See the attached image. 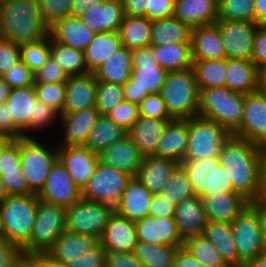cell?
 Returning a JSON list of instances; mask_svg holds the SVG:
<instances>
[{"instance_id":"43","label":"cell","mask_w":266,"mask_h":267,"mask_svg":"<svg viewBox=\"0 0 266 267\" xmlns=\"http://www.w3.org/2000/svg\"><path fill=\"white\" fill-rule=\"evenodd\" d=\"M192 69L199 90L225 86L226 59L193 60Z\"/></svg>"},{"instance_id":"57","label":"cell","mask_w":266,"mask_h":267,"mask_svg":"<svg viewBox=\"0 0 266 267\" xmlns=\"http://www.w3.org/2000/svg\"><path fill=\"white\" fill-rule=\"evenodd\" d=\"M20 138L14 139L0 154V175L21 170Z\"/></svg>"},{"instance_id":"4","label":"cell","mask_w":266,"mask_h":267,"mask_svg":"<svg viewBox=\"0 0 266 267\" xmlns=\"http://www.w3.org/2000/svg\"><path fill=\"white\" fill-rule=\"evenodd\" d=\"M166 74L151 46L132 50V73L123 85L124 100L140 105L147 95L161 91Z\"/></svg>"},{"instance_id":"18","label":"cell","mask_w":266,"mask_h":267,"mask_svg":"<svg viewBox=\"0 0 266 267\" xmlns=\"http://www.w3.org/2000/svg\"><path fill=\"white\" fill-rule=\"evenodd\" d=\"M97 79L94 73L70 75L65 82V103L62 114L96 106Z\"/></svg>"},{"instance_id":"23","label":"cell","mask_w":266,"mask_h":267,"mask_svg":"<svg viewBox=\"0 0 266 267\" xmlns=\"http://www.w3.org/2000/svg\"><path fill=\"white\" fill-rule=\"evenodd\" d=\"M188 140L189 119H173L168 122L154 156L180 164L184 161Z\"/></svg>"},{"instance_id":"38","label":"cell","mask_w":266,"mask_h":267,"mask_svg":"<svg viewBox=\"0 0 266 267\" xmlns=\"http://www.w3.org/2000/svg\"><path fill=\"white\" fill-rule=\"evenodd\" d=\"M132 73V50L125 47L109 56L94 72L97 81L118 83L124 85Z\"/></svg>"},{"instance_id":"51","label":"cell","mask_w":266,"mask_h":267,"mask_svg":"<svg viewBox=\"0 0 266 267\" xmlns=\"http://www.w3.org/2000/svg\"><path fill=\"white\" fill-rule=\"evenodd\" d=\"M36 98L63 113L65 103V83H34Z\"/></svg>"},{"instance_id":"53","label":"cell","mask_w":266,"mask_h":267,"mask_svg":"<svg viewBox=\"0 0 266 267\" xmlns=\"http://www.w3.org/2000/svg\"><path fill=\"white\" fill-rule=\"evenodd\" d=\"M107 116L128 132L140 117L139 105L123 100Z\"/></svg>"},{"instance_id":"46","label":"cell","mask_w":266,"mask_h":267,"mask_svg":"<svg viewBox=\"0 0 266 267\" xmlns=\"http://www.w3.org/2000/svg\"><path fill=\"white\" fill-rule=\"evenodd\" d=\"M51 56L68 73V75H81L88 73L84 59V52L65 46L51 37Z\"/></svg>"},{"instance_id":"7","label":"cell","mask_w":266,"mask_h":267,"mask_svg":"<svg viewBox=\"0 0 266 267\" xmlns=\"http://www.w3.org/2000/svg\"><path fill=\"white\" fill-rule=\"evenodd\" d=\"M131 179L130 174L99 162L82 190V198L101 202L111 214H119L121 195Z\"/></svg>"},{"instance_id":"31","label":"cell","mask_w":266,"mask_h":267,"mask_svg":"<svg viewBox=\"0 0 266 267\" xmlns=\"http://www.w3.org/2000/svg\"><path fill=\"white\" fill-rule=\"evenodd\" d=\"M171 120L173 119H154L140 116L127 134L144 157L154 156L164 130Z\"/></svg>"},{"instance_id":"37","label":"cell","mask_w":266,"mask_h":267,"mask_svg":"<svg viewBox=\"0 0 266 267\" xmlns=\"http://www.w3.org/2000/svg\"><path fill=\"white\" fill-rule=\"evenodd\" d=\"M122 47L118 31L97 33L90 45L83 51L88 71L94 73L109 56Z\"/></svg>"},{"instance_id":"16","label":"cell","mask_w":266,"mask_h":267,"mask_svg":"<svg viewBox=\"0 0 266 267\" xmlns=\"http://www.w3.org/2000/svg\"><path fill=\"white\" fill-rule=\"evenodd\" d=\"M221 31L226 57L252 59L254 36L258 25L250 21H217Z\"/></svg>"},{"instance_id":"71","label":"cell","mask_w":266,"mask_h":267,"mask_svg":"<svg viewBox=\"0 0 266 267\" xmlns=\"http://www.w3.org/2000/svg\"><path fill=\"white\" fill-rule=\"evenodd\" d=\"M104 0H72L71 15L80 17L87 13V11L94 5H97Z\"/></svg>"},{"instance_id":"76","label":"cell","mask_w":266,"mask_h":267,"mask_svg":"<svg viewBox=\"0 0 266 267\" xmlns=\"http://www.w3.org/2000/svg\"><path fill=\"white\" fill-rule=\"evenodd\" d=\"M11 87L0 76V103H5L10 95Z\"/></svg>"},{"instance_id":"75","label":"cell","mask_w":266,"mask_h":267,"mask_svg":"<svg viewBox=\"0 0 266 267\" xmlns=\"http://www.w3.org/2000/svg\"><path fill=\"white\" fill-rule=\"evenodd\" d=\"M40 267H67V265L54 259L47 252H40Z\"/></svg>"},{"instance_id":"49","label":"cell","mask_w":266,"mask_h":267,"mask_svg":"<svg viewBox=\"0 0 266 267\" xmlns=\"http://www.w3.org/2000/svg\"><path fill=\"white\" fill-rule=\"evenodd\" d=\"M20 56L28 68L36 73L51 56V36L20 45Z\"/></svg>"},{"instance_id":"32","label":"cell","mask_w":266,"mask_h":267,"mask_svg":"<svg viewBox=\"0 0 266 267\" xmlns=\"http://www.w3.org/2000/svg\"><path fill=\"white\" fill-rule=\"evenodd\" d=\"M96 33L83 24L80 17L68 16L50 28V36L57 42L84 51Z\"/></svg>"},{"instance_id":"35","label":"cell","mask_w":266,"mask_h":267,"mask_svg":"<svg viewBox=\"0 0 266 267\" xmlns=\"http://www.w3.org/2000/svg\"><path fill=\"white\" fill-rule=\"evenodd\" d=\"M180 164L155 156L145 157L136 178L152 193L160 194L168 179Z\"/></svg>"},{"instance_id":"22","label":"cell","mask_w":266,"mask_h":267,"mask_svg":"<svg viewBox=\"0 0 266 267\" xmlns=\"http://www.w3.org/2000/svg\"><path fill=\"white\" fill-rule=\"evenodd\" d=\"M99 240L106 252H133L138 244L135 224L126 217L112 214Z\"/></svg>"},{"instance_id":"34","label":"cell","mask_w":266,"mask_h":267,"mask_svg":"<svg viewBox=\"0 0 266 267\" xmlns=\"http://www.w3.org/2000/svg\"><path fill=\"white\" fill-rule=\"evenodd\" d=\"M225 86L241 94L256 92L258 86V67L252 60L226 59Z\"/></svg>"},{"instance_id":"60","label":"cell","mask_w":266,"mask_h":267,"mask_svg":"<svg viewBox=\"0 0 266 267\" xmlns=\"http://www.w3.org/2000/svg\"><path fill=\"white\" fill-rule=\"evenodd\" d=\"M60 113L47 104L36 100L35 117L30 122V131H40L50 126L56 118H60Z\"/></svg>"},{"instance_id":"1","label":"cell","mask_w":266,"mask_h":267,"mask_svg":"<svg viewBox=\"0 0 266 267\" xmlns=\"http://www.w3.org/2000/svg\"><path fill=\"white\" fill-rule=\"evenodd\" d=\"M261 151L262 147L231 136L218 156L234 191L250 203L255 202L258 195Z\"/></svg>"},{"instance_id":"74","label":"cell","mask_w":266,"mask_h":267,"mask_svg":"<svg viewBox=\"0 0 266 267\" xmlns=\"http://www.w3.org/2000/svg\"><path fill=\"white\" fill-rule=\"evenodd\" d=\"M256 19L255 23L259 27H263L266 24V0H254Z\"/></svg>"},{"instance_id":"15","label":"cell","mask_w":266,"mask_h":267,"mask_svg":"<svg viewBox=\"0 0 266 267\" xmlns=\"http://www.w3.org/2000/svg\"><path fill=\"white\" fill-rule=\"evenodd\" d=\"M232 136L266 146V103L257 91L244 95L241 125Z\"/></svg>"},{"instance_id":"48","label":"cell","mask_w":266,"mask_h":267,"mask_svg":"<svg viewBox=\"0 0 266 267\" xmlns=\"http://www.w3.org/2000/svg\"><path fill=\"white\" fill-rule=\"evenodd\" d=\"M254 0H223L218 5L217 21H250L255 23Z\"/></svg>"},{"instance_id":"55","label":"cell","mask_w":266,"mask_h":267,"mask_svg":"<svg viewBox=\"0 0 266 267\" xmlns=\"http://www.w3.org/2000/svg\"><path fill=\"white\" fill-rule=\"evenodd\" d=\"M140 116L154 119H173L160 92L147 95L139 105Z\"/></svg>"},{"instance_id":"39","label":"cell","mask_w":266,"mask_h":267,"mask_svg":"<svg viewBox=\"0 0 266 267\" xmlns=\"http://www.w3.org/2000/svg\"><path fill=\"white\" fill-rule=\"evenodd\" d=\"M152 20L142 16L124 15L118 33L123 47L134 50L151 45Z\"/></svg>"},{"instance_id":"79","label":"cell","mask_w":266,"mask_h":267,"mask_svg":"<svg viewBox=\"0 0 266 267\" xmlns=\"http://www.w3.org/2000/svg\"><path fill=\"white\" fill-rule=\"evenodd\" d=\"M13 140L8 134L0 133V154Z\"/></svg>"},{"instance_id":"12","label":"cell","mask_w":266,"mask_h":267,"mask_svg":"<svg viewBox=\"0 0 266 267\" xmlns=\"http://www.w3.org/2000/svg\"><path fill=\"white\" fill-rule=\"evenodd\" d=\"M231 224L237 254L247 267L265 250L258 209L249 203Z\"/></svg>"},{"instance_id":"14","label":"cell","mask_w":266,"mask_h":267,"mask_svg":"<svg viewBox=\"0 0 266 267\" xmlns=\"http://www.w3.org/2000/svg\"><path fill=\"white\" fill-rule=\"evenodd\" d=\"M38 197L46 203L68 208L82 198V191L74 183L67 168L57 159Z\"/></svg>"},{"instance_id":"36","label":"cell","mask_w":266,"mask_h":267,"mask_svg":"<svg viewBox=\"0 0 266 267\" xmlns=\"http://www.w3.org/2000/svg\"><path fill=\"white\" fill-rule=\"evenodd\" d=\"M202 234L215 246L229 267H246L236 251L232 224L208 221Z\"/></svg>"},{"instance_id":"63","label":"cell","mask_w":266,"mask_h":267,"mask_svg":"<svg viewBox=\"0 0 266 267\" xmlns=\"http://www.w3.org/2000/svg\"><path fill=\"white\" fill-rule=\"evenodd\" d=\"M105 267H144L133 252H106Z\"/></svg>"},{"instance_id":"5","label":"cell","mask_w":266,"mask_h":267,"mask_svg":"<svg viewBox=\"0 0 266 267\" xmlns=\"http://www.w3.org/2000/svg\"><path fill=\"white\" fill-rule=\"evenodd\" d=\"M244 94L226 86L200 90L197 116L217 122L231 134L241 125Z\"/></svg>"},{"instance_id":"26","label":"cell","mask_w":266,"mask_h":267,"mask_svg":"<svg viewBox=\"0 0 266 267\" xmlns=\"http://www.w3.org/2000/svg\"><path fill=\"white\" fill-rule=\"evenodd\" d=\"M175 221L179 236L183 242L201 235L208 222L201 197L194 196L176 205Z\"/></svg>"},{"instance_id":"9","label":"cell","mask_w":266,"mask_h":267,"mask_svg":"<svg viewBox=\"0 0 266 267\" xmlns=\"http://www.w3.org/2000/svg\"><path fill=\"white\" fill-rule=\"evenodd\" d=\"M37 138H20L21 170L33 194L43 189L53 164L58 159V149L47 148Z\"/></svg>"},{"instance_id":"6","label":"cell","mask_w":266,"mask_h":267,"mask_svg":"<svg viewBox=\"0 0 266 267\" xmlns=\"http://www.w3.org/2000/svg\"><path fill=\"white\" fill-rule=\"evenodd\" d=\"M160 94L173 119L197 116L200 90L192 68L167 72Z\"/></svg>"},{"instance_id":"24","label":"cell","mask_w":266,"mask_h":267,"mask_svg":"<svg viewBox=\"0 0 266 267\" xmlns=\"http://www.w3.org/2000/svg\"><path fill=\"white\" fill-rule=\"evenodd\" d=\"M208 221L231 224L250 203L238 193L200 196Z\"/></svg>"},{"instance_id":"30","label":"cell","mask_w":266,"mask_h":267,"mask_svg":"<svg viewBox=\"0 0 266 267\" xmlns=\"http://www.w3.org/2000/svg\"><path fill=\"white\" fill-rule=\"evenodd\" d=\"M218 5L214 0H175L173 17L191 28L215 24Z\"/></svg>"},{"instance_id":"78","label":"cell","mask_w":266,"mask_h":267,"mask_svg":"<svg viewBox=\"0 0 266 267\" xmlns=\"http://www.w3.org/2000/svg\"><path fill=\"white\" fill-rule=\"evenodd\" d=\"M247 267H266V248L263 253Z\"/></svg>"},{"instance_id":"40","label":"cell","mask_w":266,"mask_h":267,"mask_svg":"<svg viewBox=\"0 0 266 267\" xmlns=\"http://www.w3.org/2000/svg\"><path fill=\"white\" fill-rule=\"evenodd\" d=\"M159 66L167 72L183 71L192 68L191 43L150 45Z\"/></svg>"},{"instance_id":"3","label":"cell","mask_w":266,"mask_h":267,"mask_svg":"<svg viewBox=\"0 0 266 267\" xmlns=\"http://www.w3.org/2000/svg\"><path fill=\"white\" fill-rule=\"evenodd\" d=\"M39 197L7 195L0 202L4 238L22 249L29 241L35 223Z\"/></svg>"},{"instance_id":"73","label":"cell","mask_w":266,"mask_h":267,"mask_svg":"<svg viewBox=\"0 0 266 267\" xmlns=\"http://www.w3.org/2000/svg\"><path fill=\"white\" fill-rule=\"evenodd\" d=\"M252 204L259 211L262 239L266 248V201H255Z\"/></svg>"},{"instance_id":"69","label":"cell","mask_w":266,"mask_h":267,"mask_svg":"<svg viewBox=\"0 0 266 267\" xmlns=\"http://www.w3.org/2000/svg\"><path fill=\"white\" fill-rule=\"evenodd\" d=\"M173 267H205L197 261L185 248L177 250Z\"/></svg>"},{"instance_id":"25","label":"cell","mask_w":266,"mask_h":267,"mask_svg":"<svg viewBox=\"0 0 266 267\" xmlns=\"http://www.w3.org/2000/svg\"><path fill=\"white\" fill-rule=\"evenodd\" d=\"M100 116L96 106L89 107L75 113L61 114L60 121L64 130L62 145L85 146L89 132Z\"/></svg>"},{"instance_id":"66","label":"cell","mask_w":266,"mask_h":267,"mask_svg":"<svg viewBox=\"0 0 266 267\" xmlns=\"http://www.w3.org/2000/svg\"><path fill=\"white\" fill-rule=\"evenodd\" d=\"M251 60L257 67L266 64V30L263 27L258 26L256 30Z\"/></svg>"},{"instance_id":"77","label":"cell","mask_w":266,"mask_h":267,"mask_svg":"<svg viewBox=\"0 0 266 267\" xmlns=\"http://www.w3.org/2000/svg\"><path fill=\"white\" fill-rule=\"evenodd\" d=\"M258 86L266 88V64L258 67Z\"/></svg>"},{"instance_id":"11","label":"cell","mask_w":266,"mask_h":267,"mask_svg":"<svg viewBox=\"0 0 266 267\" xmlns=\"http://www.w3.org/2000/svg\"><path fill=\"white\" fill-rule=\"evenodd\" d=\"M232 134L217 122L199 116L189 119V140L184 160L218 157Z\"/></svg>"},{"instance_id":"10","label":"cell","mask_w":266,"mask_h":267,"mask_svg":"<svg viewBox=\"0 0 266 267\" xmlns=\"http://www.w3.org/2000/svg\"><path fill=\"white\" fill-rule=\"evenodd\" d=\"M180 165L186 171L196 196L236 193L219 157L184 160Z\"/></svg>"},{"instance_id":"2","label":"cell","mask_w":266,"mask_h":267,"mask_svg":"<svg viewBox=\"0 0 266 267\" xmlns=\"http://www.w3.org/2000/svg\"><path fill=\"white\" fill-rule=\"evenodd\" d=\"M50 35L38 0L0 2V37L16 44L39 41Z\"/></svg>"},{"instance_id":"19","label":"cell","mask_w":266,"mask_h":267,"mask_svg":"<svg viewBox=\"0 0 266 267\" xmlns=\"http://www.w3.org/2000/svg\"><path fill=\"white\" fill-rule=\"evenodd\" d=\"M138 241L143 243L183 247L175 217H145L134 223Z\"/></svg>"},{"instance_id":"80","label":"cell","mask_w":266,"mask_h":267,"mask_svg":"<svg viewBox=\"0 0 266 267\" xmlns=\"http://www.w3.org/2000/svg\"><path fill=\"white\" fill-rule=\"evenodd\" d=\"M7 196V193L5 191V188L3 186V183L1 181V177H0V202Z\"/></svg>"},{"instance_id":"8","label":"cell","mask_w":266,"mask_h":267,"mask_svg":"<svg viewBox=\"0 0 266 267\" xmlns=\"http://www.w3.org/2000/svg\"><path fill=\"white\" fill-rule=\"evenodd\" d=\"M65 231L66 208L39 199L33 230L22 252L25 254L47 252Z\"/></svg>"},{"instance_id":"45","label":"cell","mask_w":266,"mask_h":267,"mask_svg":"<svg viewBox=\"0 0 266 267\" xmlns=\"http://www.w3.org/2000/svg\"><path fill=\"white\" fill-rule=\"evenodd\" d=\"M183 248L205 267H229L215 246L203 234L187 239Z\"/></svg>"},{"instance_id":"68","label":"cell","mask_w":266,"mask_h":267,"mask_svg":"<svg viewBox=\"0 0 266 267\" xmlns=\"http://www.w3.org/2000/svg\"><path fill=\"white\" fill-rule=\"evenodd\" d=\"M0 132L14 139V120L10 116L7 103H0Z\"/></svg>"},{"instance_id":"52","label":"cell","mask_w":266,"mask_h":267,"mask_svg":"<svg viewBox=\"0 0 266 267\" xmlns=\"http://www.w3.org/2000/svg\"><path fill=\"white\" fill-rule=\"evenodd\" d=\"M45 24L51 28L71 15L72 0H38Z\"/></svg>"},{"instance_id":"13","label":"cell","mask_w":266,"mask_h":267,"mask_svg":"<svg viewBox=\"0 0 266 267\" xmlns=\"http://www.w3.org/2000/svg\"><path fill=\"white\" fill-rule=\"evenodd\" d=\"M111 215L101 202L81 198L66 208V230L100 239Z\"/></svg>"},{"instance_id":"20","label":"cell","mask_w":266,"mask_h":267,"mask_svg":"<svg viewBox=\"0 0 266 267\" xmlns=\"http://www.w3.org/2000/svg\"><path fill=\"white\" fill-rule=\"evenodd\" d=\"M36 100L34 85L11 89L6 103L14 120V139L30 137V122L35 117Z\"/></svg>"},{"instance_id":"33","label":"cell","mask_w":266,"mask_h":267,"mask_svg":"<svg viewBox=\"0 0 266 267\" xmlns=\"http://www.w3.org/2000/svg\"><path fill=\"white\" fill-rule=\"evenodd\" d=\"M152 196L136 177H132L121 195L119 215L134 223L148 217Z\"/></svg>"},{"instance_id":"67","label":"cell","mask_w":266,"mask_h":267,"mask_svg":"<svg viewBox=\"0 0 266 267\" xmlns=\"http://www.w3.org/2000/svg\"><path fill=\"white\" fill-rule=\"evenodd\" d=\"M124 15L147 17L148 0H120Z\"/></svg>"},{"instance_id":"17","label":"cell","mask_w":266,"mask_h":267,"mask_svg":"<svg viewBox=\"0 0 266 267\" xmlns=\"http://www.w3.org/2000/svg\"><path fill=\"white\" fill-rule=\"evenodd\" d=\"M57 149L58 159L82 191L95 172L99 155L85 146H59Z\"/></svg>"},{"instance_id":"21","label":"cell","mask_w":266,"mask_h":267,"mask_svg":"<svg viewBox=\"0 0 266 267\" xmlns=\"http://www.w3.org/2000/svg\"><path fill=\"white\" fill-rule=\"evenodd\" d=\"M98 155L102 164L130 174L132 177L136 176L145 158L128 134Z\"/></svg>"},{"instance_id":"41","label":"cell","mask_w":266,"mask_h":267,"mask_svg":"<svg viewBox=\"0 0 266 267\" xmlns=\"http://www.w3.org/2000/svg\"><path fill=\"white\" fill-rule=\"evenodd\" d=\"M192 28L175 17L153 20L151 45L191 43Z\"/></svg>"},{"instance_id":"54","label":"cell","mask_w":266,"mask_h":267,"mask_svg":"<svg viewBox=\"0 0 266 267\" xmlns=\"http://www.w3.org/2000/svg\"><path fill=\"white\" fill-rule=\"evenodd\" d=\"M68 73L50 56L43 66L34 73V83H65Z\"/></svg>"},{"instance_id":"44","label":"cell","mask_w":266,"mask_h":267,"mask_svg":"<svg viewBox=\"0 0 266 267\" xmlns=\"http://www.w3.org/2000/svg\"><path fill=\"white\" fill-rule=\"evenodd\" d=\"M179 248L181 247L138 241L133 253L144 267H173L174 258Z\"/></svg>"},{"instance_id":"59","label":"cell","mask_w":266,"mask_h":267,"mask_svg":"<svg viewBox=\"0 0 266 267\" xmlns=\"http://www.w3.org/2000/svg\"><path fill=\"white\" fill-rule=\"evenodd\" d=\"M0 177L7 195L33 194L29 189L28 181L22 170L19 172L3 173Z\"/></svg>"},{"instance_id":"28","label":"cell","mask_w":266,"mask_h":267,"mask_svg":"<svg viewBox=\"0 0 266 267\" xmlns=\"http://www.w3.org/2000/svg\"><path fill=\"white\" fill-rule=\"evenodd\" d=\"M123 18L124 10L120 0H104L80 16L83 24L96 34L117 32Z\"/></svg>"},{"instance_id":"70","label":"cell","mask_w":266,"mask_h":267,"mask_svg":"<svg viewBox=\"0 0 266 267\" xmlns=\"http://www.w3.org/2000/svg\"><path fill=\"white\" fill-rule=\"evenodd\" d=\"M256 201H266V146L262 147L259 170V188Z\"/></svg>"},{"instance_id":"42","label":"cell","mask_w":266,"mask_h":267,"mask_svg":"<svg viewBox=\"0 0 266 267\" xmlns=\"http://www.w3.org/2000/svg\"><path fill=\"white\" fill-rule=\"evenodd\" d=\"M127 135V131L111 120L107 115H100L89 132L85 147L93 153L103 150Z\"/></svg>"},{"instance_id":"56","label":"cell","mask_w":266,"mask_h":267,"mask_svg":"<svg viewBox=\"0 0 266 267\" xmlns=\"http://www.w3.org/2000/svg\"><path fill=\"white\" fill-rule=\"evenodd\" d=\"M2 77L11 89L34 85V73L21 60Z\"/></svg>"},{"instance_id":"27","label":"cell","mask_w":266,"mask_h":267,"mask_svg":"<svg viewBox=\"0 0 266 267\" xmlns=\"http://www.w3.org/2000/svg\"><path fill=\"white\" fill-rule=\"evenodd\" d=\"M192 60L227 59L220 28L197 26L191 32Z\"/></svg>"},{"instance_id":"62","label":"cell","mask_w":266,"mask_h":267,"mask_svg":"<svg viewBox=\"0 0 266 267\" xmlns=\"http://www.w3.org/2000/svg\"><path fill=\"white\" fill-rule=\"evenodd\" d=\"M175 0H148L147 18L160 20L173 17Z\"/></svg>"},{"instance_id":"61","label":"cell","mask_w":266,"mask_h":267,"mask_svg":"<svg viewBox=\"0 0 266 267\" xmlns=\"http://www.w3.org/2000/svg\"><path fill=\"white\" fill-rule=\"evenodd\" d=\"M106 251L99 244L93 250L81 255L78 259L71 260L67 267H105Z\"/></svg>"},{"instance_id":"65","label":"cell","mask_w":266,"mask_h":267,"mask_svg":"<svg viewBox=\"0 0 266 267\" xmlns=\"http://www.w3.org/2000/svg\"><path fill=\"white\" fill-rule=\"evenodd\" d=\"M22 253L18 246L5 238H0V267H14Z\"/></svg>"},{"instance_id":"58","label":"cell","mask_w":266,"mask_h":267,"mask_svg":"<svg viewBox=\"0 0 266 267\" xmlns=\"http://www.w3.org/2000/svg\"><path fill=\"white\" fill-rule=\"evenodd\" d=\"M21 60L20 45L0 37V76Z\"/></svg>"},{"instance_id":"50","label":"cell","mask_w":266,"mask_h":267,"mask_svg":"<svg viewBox=\"0 0 266 267\" xmlns=\"http://www.w3.org/2000/svg\"><path fill=\"white\" fill-rule=\"evenodd\" d=\"M124 100V86L118 83L97 81L96 108L100 115H107Z\"/></svg>"},{"instance_id":"64","label":"cell","mask_w":266,"mask_h":267,"mask_svg":"<svg viewBox=\"0 0 266 267\" xmlns=\"http://www.w3.org/2000/svg\"><path fill=\"white\" fill-rule=\"evenodd\" d=\"M175 205L161 194H153L149 206L150 217H175Z\"/></svg>"},{"instance_id":"29","label":"cell","mask_w":266,"mask_h":267,"mask_svg":"<svg viewBox=\"0 0 266 267\" xmlns=\"http://www.w3.org/2000/svg\"><path fill=\"white\" fill-rule=\"evenodd\" d=\"M99 244L100 240L97 237L66 230L58 237L47 253L67 265L71 260L78 259Z\"/></svg>"},{"instance_id":"47","label":"cell","mask_w":266,"mask_h":267,"mask_svg":"<svg viewBox=\"0 0 266 267\" xmlns=\"http://www.w3.org/2000/svg\"><path fill=\"white\" fill-rule=\"evenodd\" d=\"M160 194L172 201L175 206L183 200L196 196L189 177L181 165L174 170Z\"/></svg>"},{"instance_id":"72","label":"cell","mask_w":266,"mask_h":267,"mask_svg":"<svg viewBox=\"0 0 266 267\" xmlns=\"http://www.w3.org/2000/svg\"><path fill=\"white\" fill-rule=\"evenodd\" d=\"M14 267H40V252L34 254L22 253Z\"/></svg>"}]
</instances>
